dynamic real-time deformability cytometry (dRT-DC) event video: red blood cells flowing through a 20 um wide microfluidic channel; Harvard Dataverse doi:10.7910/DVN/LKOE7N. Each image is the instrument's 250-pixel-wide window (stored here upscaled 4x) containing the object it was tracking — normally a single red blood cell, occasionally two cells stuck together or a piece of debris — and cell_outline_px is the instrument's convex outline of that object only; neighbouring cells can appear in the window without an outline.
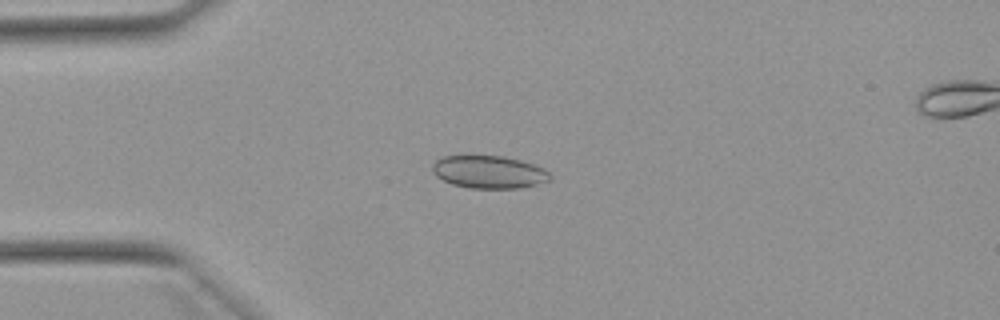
{"species": "Egyptian fruit bat (a non-hibernating species)", "species_latin": "Rousettus aegyptiacus", "temperature_condition": "warm", "stored_images_in_passage": 40, "camera_frame_rate_fps": 3000, "um_per_image_px": 0.085, "animal": {"sex": "female"}, "frame": {"image": 1, "passage_image": 1, "time_ms": 0.0, "image_size_px": [1000, 320], "cell_outline_px": [[552, 180], [520, 188], [468, 188], [452, 184], [436, 176], [432, 172], [432, 164], [436, 160], [444, 156], [468, 152], [504, 156], [536, 164], [544, 168], [552, 176]], "centroid_in_image_um": [41.53, 14.56], "position_along_channel_um": 43.5, "area_um2": 23.41}}
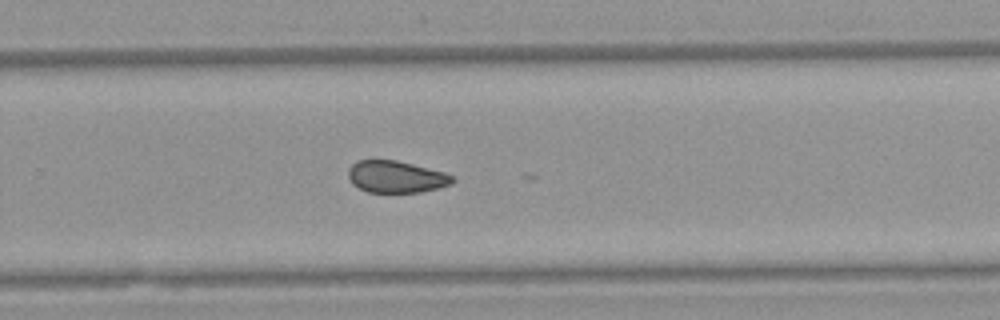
{"frame": {"image": 2, "passage_image": 22, "time_ms": 7.0, "image_size_px": [1000, 320], "cell_outline_px": [[456, 180], [452, 184], [440, 188], [420, 192], [368, 192], [352, 184], [348, 176], [348, 172], [352, 164], [356, 160], [396, 160], [444, 172], [456, 176]], "centroid_in_image_um": [33.71, 15.03], "position_along_channel_um": 296.1, "area_um2": 19.48}}
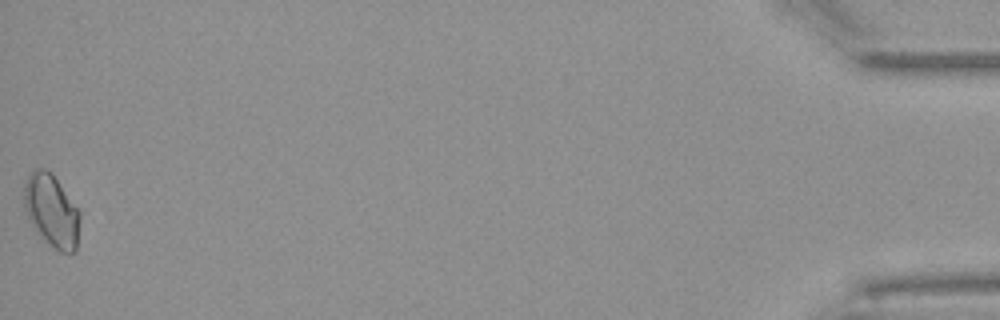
{"frame": {"image": 3, "passage_image": 40, "time_ms": 13.0, "image_size_px": [1000, 320], "cell_outline_px": [[80, 220], [76, 252], [60, 252], [40, 236], [24, 212], [24, 184], [28, 176], [36, 168], [44, 168], [52, 172], [80, 212]], "centroid_in_image_um": [4.38, 17.9], "position_along_channel_um": 430.8, "area_um2": 23.58}, "authors_computed_cell_mechanics": {"area_um2": 20.519, "velocity_mm_per_s": 3.9096, "shape_relaxation_time_tau1_ms": null, "shape_relaxation_time_tau2_ms": 1.8939, "deformation_change_tau1": null, "deformation_change_tau2": 0.0472}}